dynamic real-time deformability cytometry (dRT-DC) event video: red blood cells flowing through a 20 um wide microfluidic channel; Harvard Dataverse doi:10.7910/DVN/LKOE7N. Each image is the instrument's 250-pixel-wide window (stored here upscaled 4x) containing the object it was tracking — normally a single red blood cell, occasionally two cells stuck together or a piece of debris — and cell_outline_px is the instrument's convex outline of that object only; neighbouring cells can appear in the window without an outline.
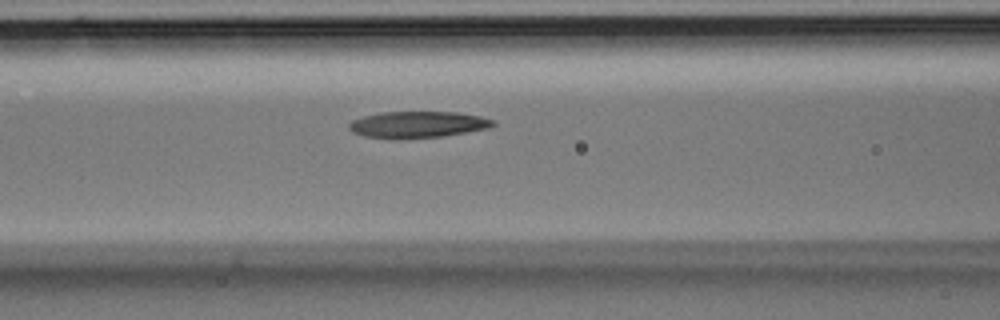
{"species": "Egyptian fruit bat (a non-hibernating species)", "species_latin": "Rousettus aegyptiacus", "temperature_condition": "room temperature", "stored_images_in_passage": 27, "camera_frame_rate_fps": 3000, "um_per_image_px": 0.085, "animal": {"sex": "male"}, "frame": {"image": 1, "passage_image": 7, "time_ms": 2.0, "image_size_px": [1000, 320], "cell_outline_px": [[496, 124], [488, 128], [444, 136], [396, 140], [388, 140], [364, 136], [352, 132], [348, 128], [348, 124], [352, 120], [364, 116], [380, 112], [456, 112], [480, 116], [496, 120]], "centroid_in_image_um": [35.47, 10.6], "position_along_channel_um": 131.1, "area_um2": 22.66}}
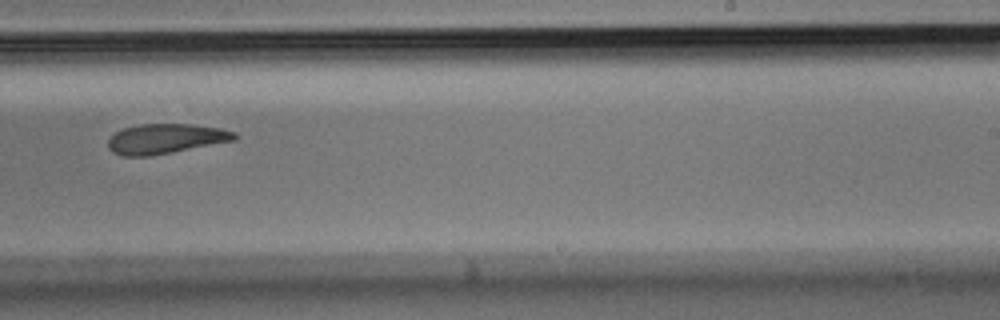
{"frame": {"image": 2, "passage_image": 15, "time_ms": 4.667, "image_size_px": [1000, 320], "cell_outline_px": [[240, 136], [236, 140], [172, 152], [148, 156], [124, 156], [112, 152], [108, 148], [108, 140], [116, 132], [124, 128], [140, 124], [192, 124], [220, 128], [236, 132]], "centroid_in_image_um": [14.11, 11.79], "position_along_channel_um": 274.9, "area_um2": 22.02}}
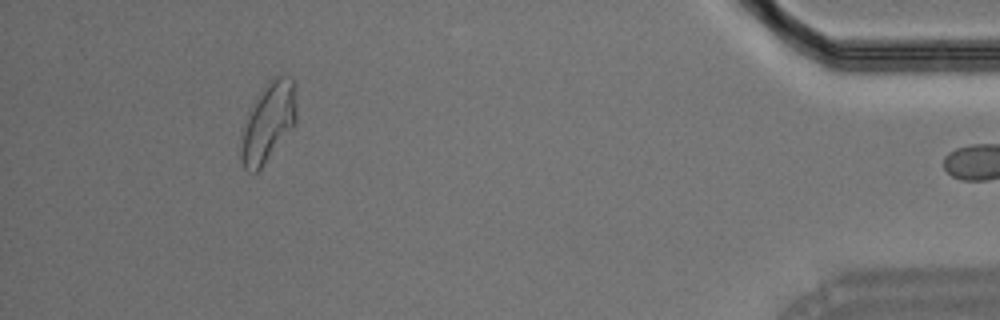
{"frame": {"image": 3, "passage_image": 26, "time_ms": 8.333, "image_size_px": [1000, 320], "cell_outline_px": [[296, 124], [260, 168], [256, 172], [248, 172], [244, 168], [240, 160], [240, 148], [244, 128], [248, 112], [268, 80], [276, 76], [292, 76], [296, 112]], "centroid_in_image_um": [22.79, 10.4], "position_along_channel_um": 412.4, "area_um2": 25.14}}